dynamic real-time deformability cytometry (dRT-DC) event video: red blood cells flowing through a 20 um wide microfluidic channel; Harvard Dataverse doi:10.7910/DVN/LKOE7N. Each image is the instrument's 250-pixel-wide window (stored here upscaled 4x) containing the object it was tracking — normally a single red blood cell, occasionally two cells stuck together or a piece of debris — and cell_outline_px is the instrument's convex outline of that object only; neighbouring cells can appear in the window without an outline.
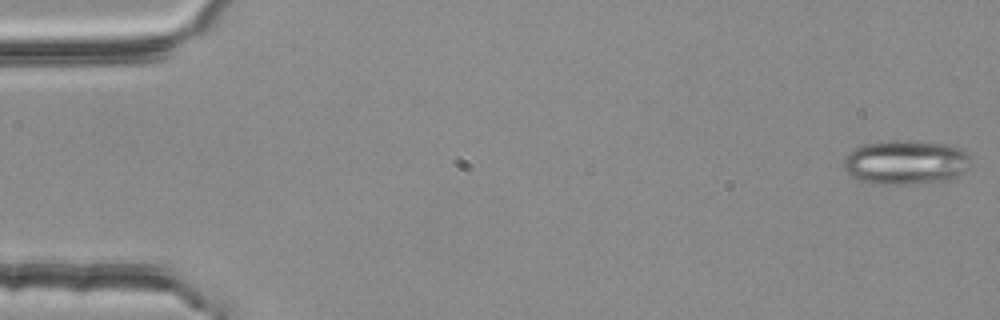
{"species": "common noctule bat (a hibernating species)", "species_latin": "Nyctalus noctula", "temperature_condition": "room temperature", "stored_images_in_passage": 4, "camera_frame_rate_fps": 3000, "um_per_image_px": 0.085, "animal": {"sex": "female", "body_mass_g": 25.1}, "frame": {"image": 1, "passage_image": 1, "time_ms": 0.0, "image_size_px": [1000, 320], "cell_outline_px": [[972, 164], [964, 172], [956, 176], [944, 180], [908, 184], [872, 184], [860, 180], [852, 176], [844, 168], [844, 156], [848, 152], [864, 144], [904, 140], [944, 144], [960, 148], [968, 156]], "centroid_in_image_um": [76.97, 13.8], "position_along_channel_um": 8.0, "area_um2": 32.48}}